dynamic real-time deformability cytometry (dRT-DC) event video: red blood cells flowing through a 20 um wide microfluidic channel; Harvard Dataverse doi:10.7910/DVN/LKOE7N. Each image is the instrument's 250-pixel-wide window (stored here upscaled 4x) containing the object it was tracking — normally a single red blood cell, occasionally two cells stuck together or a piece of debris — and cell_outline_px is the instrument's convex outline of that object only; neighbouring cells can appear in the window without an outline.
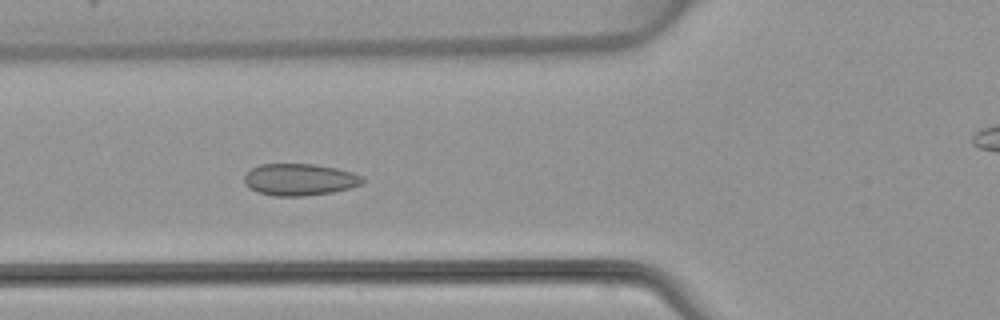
{"species": "common noctule bat (a hibernating species)", "species_latin": "Nyctalus noctula", "temperature_condition": "warm", "stored_images_in_passage": 8, "segment_of_instrument_passage": [1, 2], "camera_frame_rate_fps": 3000, "um_per_image_px": 0.085, "animal": {"sex": "female", "body_mass_g": 22.7, "forearm_length_mm": 54.2}, "frame": {"image": 1, "passage_image": 5, "time_ms": 4.667, "image_size_px": [1000, 320], "cell_outline_px": [[364, 180], [360, 184], [352, 188], [332, 192], [304, 196], [272, 196], [248, 188], [244, 184], [244, 176], [252, 168], [260, 164], [316, 164], [336, 168], [352, 172], [364, 176]], "centroid_in_image_um": [25.47, 15.26], "position_along_channel_um": 100.3, "area_um2": 22.08}}
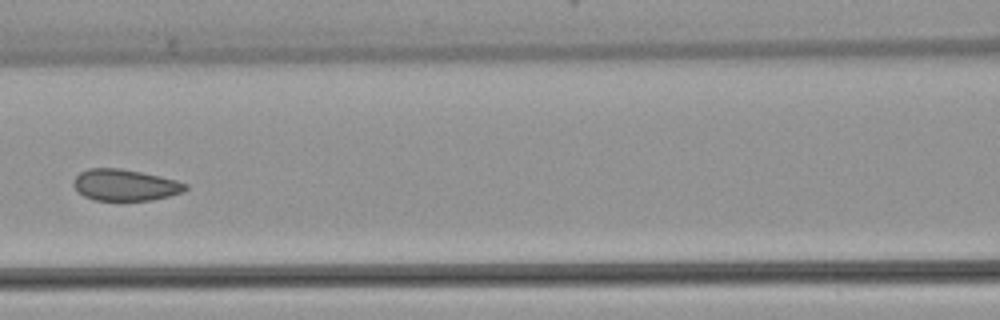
{"frame": {"image": 2, "passage_image": 6, "time_ms": 6.0, "image_size_px": [1000, 320], "cell_outline_px": [[188, 188], [184, 192], [152, 200], [96, 200], [84, 196], [72, 184], [72, 180], [80, 172], [88, 168], [120, 168], [160, 176], [176, 180], [188, 184]], "centroid_in_image_um": [10.64, 15.72], "position_along_channel_um": 156.0, "area_um2": 20.46}}
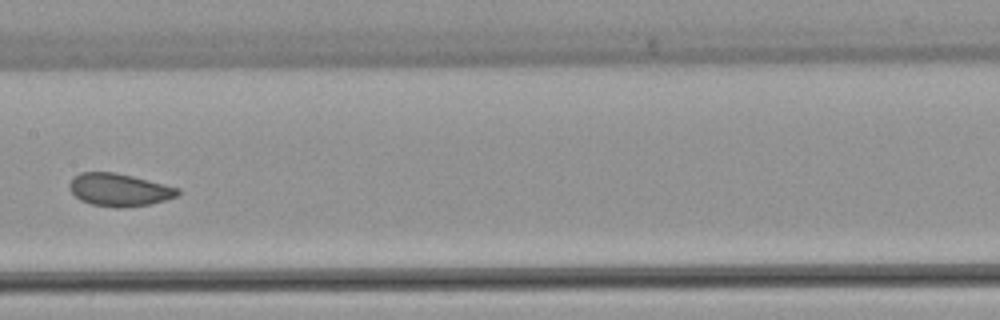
{"frame": {"image": 3, "passage_image": 7, "time_ms": 7.0, "image_size_px": [1000, 320], "cell_outline_px": [[180, 192], [176, 196], [164, 200], [148, 204], [116, 208], [92, 204], [80, 200], [68, 188], [68, 184], [72, 176], [80, 172], [116, 172], [180, 188]], "centroid_in_image_um": [10.08, 16.12], "position_along_channel_um": 197.3, "area_um2": 20.58}}